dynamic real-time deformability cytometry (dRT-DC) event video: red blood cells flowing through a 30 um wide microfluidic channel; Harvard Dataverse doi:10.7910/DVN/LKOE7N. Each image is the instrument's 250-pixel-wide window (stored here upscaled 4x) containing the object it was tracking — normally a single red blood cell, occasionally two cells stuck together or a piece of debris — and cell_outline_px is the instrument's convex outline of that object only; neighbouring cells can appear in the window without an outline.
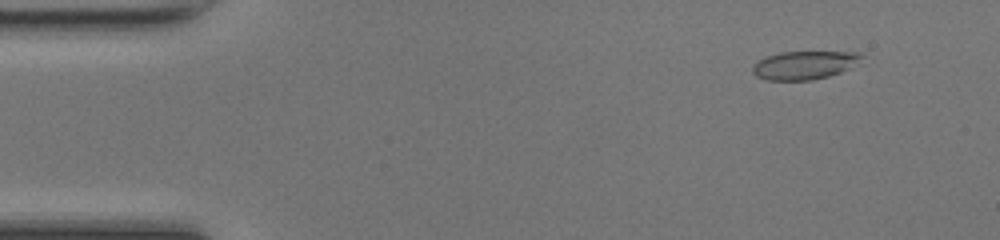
{"species": "common noctule bat (a hibernating species)", "species_latin": "Nyctalus noctula", "temperature_condition": "room temperature", "stored_images_in_passage": 45, "camera_frame_rate_fps": 3000, "um_per_image_px": 0.085, "animal": {"sex": "female", "body_mass_g": 17.0, "forearm_length_mm": 48.0}, "frame": {"image": 1, "passage_image": 2, "time_ms": 0.333, "image_size_px": [1000, 240], "cell_outline_px": [[864, 56], [848, 68], [840, 72], [828, 76], [812, 80], [768, 80], [756, 76], [752, 72], [752, 68], [760, 60], [768, 56], [780, 52], [860, 52]], "centroid_in_image_um": [68.36, 5.54], "position_along_channel_um": 16.6, "area_um2": 17.63}}
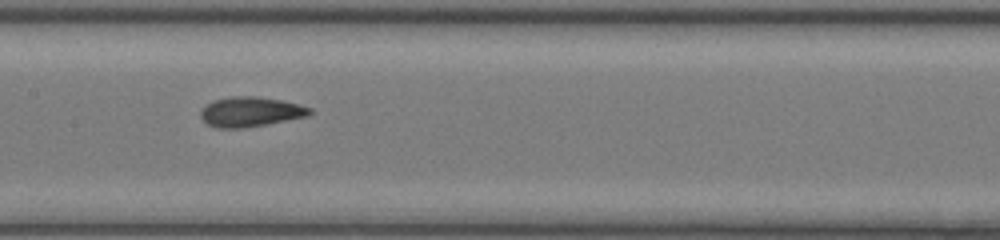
{"frame": {"image": 2, "passage_image": 21, "time_ms": 6.667, "image_size_px": [1000, 240], "cell_outline_px": [[312, 112], [308, 116], [244, 128], [216, 128], [208, 124], [200, 116], [200, 112], [212, 100], [232, 96], [256, 96], [280, 100], [312, 108]], "centroid_in_image_um": [21.28, 9.5], "position_along_channel_um": 186.1, "area_um2": 18.79}}
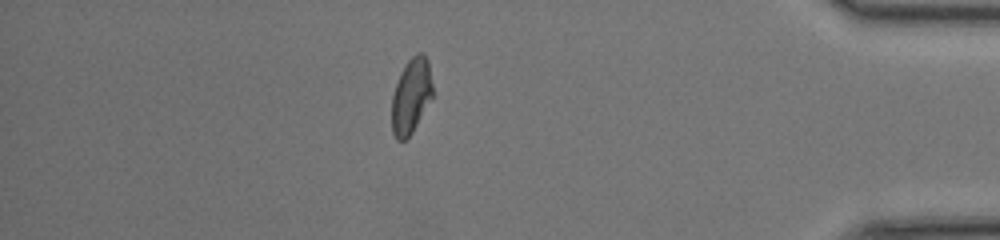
{"frame": {"image": 3, "passage_image": 39, "time_ms": 12.667, "image_size_px": [1000, 240], "cell_outline_px": [[432, 96], [412, 132], [404, 140], [396, 140], [392, 132], [392, 96], [396, 84], [408, 60], [416, 52], [424, 52], [428, 60], [432, 84]], "centroid_in_image_um": [34.94, 8.13], "position_along_channel_um": 400.3, "area_um2": 17.57}, "authors_computed_cell_mechanics": {"area_um2": 18.5538, "velocity_mm_per_s": 4.2981, "shape_relaxation_time_tau1_ms": 6.4231, "shape_relaxation_time_tau2_ms": 1.4252, "deformation_change_tau1": 0.1586, "deformation_change_tau2": 0.0551}}